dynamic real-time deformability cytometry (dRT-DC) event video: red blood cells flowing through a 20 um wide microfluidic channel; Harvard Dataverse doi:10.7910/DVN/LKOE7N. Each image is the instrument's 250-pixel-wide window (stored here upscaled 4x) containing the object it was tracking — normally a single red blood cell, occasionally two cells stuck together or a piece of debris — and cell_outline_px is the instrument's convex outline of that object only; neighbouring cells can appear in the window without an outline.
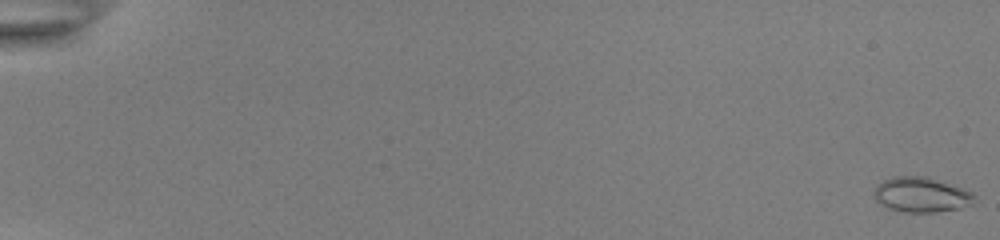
{"species": "common noctule bat (a hibernating species)", "species_latin": "Nyctalus noctula", "temperature_condition": "room temperature", "stored_images_in_passage": 54, "camera_frame_rate_fps": 3000, "um_per_image_px": 0.085, "animal": {"sex": "female", "body_mass_g": 22.0, "forearm_length_mm": 56.7}, "frame": {"image": 1, "passage_image": 1, "time_ms": 0.0, "image_size_px": [1000, 240], "cell_outline_px": [[976, 196], [972, 204], [960, 208], [936, 212], [904, 212], [888, 208], [880, 204], [872, 196], [872, 192], [876, 184], [892, 176], [928, 176], [972, 192]], "centroid_in_image_um": [78.26, 16.54], "position_along_channel_um": 6.7, "area_um2": 20.69}}
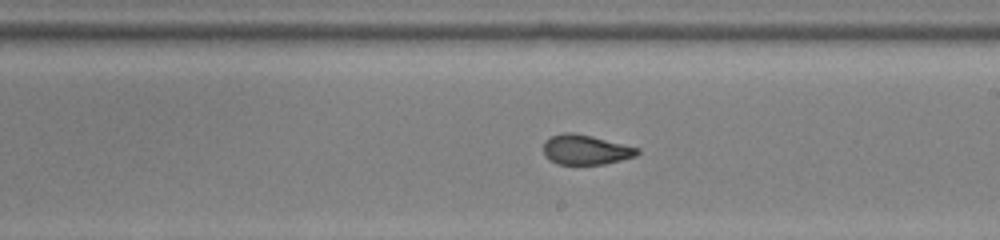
{"frame": {"image": 2, "passage_image": 34, "time_ms": 11.0, "image_size_px": [1000, 240], "cell_outline_px": [[640, 152], [636, 156], [604, 164], [556, 164], [544, 152], [544, 140], [552, 136], [564, 132], [572, 132], [592, 136], [640, 148]], "centroid_in_image_um": [49.81, 12.71], "position_along_channel_um": 239.2, "area_um2": 16.18}}
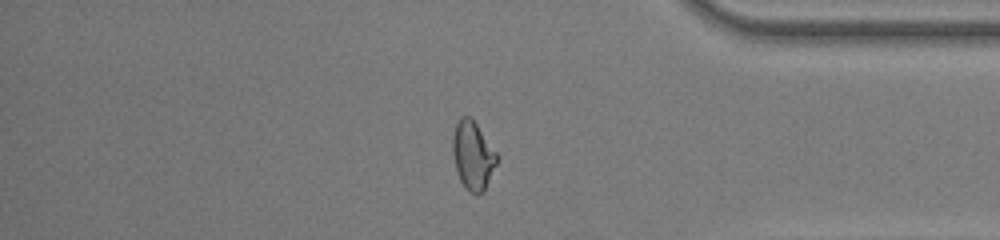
{"frame": {"image": 3, "passage_image": 47, "time_ms": 15.333, "image_size_px": [1000, 240], "cell_outline_px": [[500, 156], [484, 192], [476, 196], [468, 192], [460, 180], [456, 172], [452, 152], [452, 136], [456, 124], [460, 116], [468, 116], [476, 124]], "centroid_in_image_um": [40.2, 13.26], "position_along_channel_um": 395.0, "area_um2": 17.92}, "authors_computed_cell_mechanics": {"area_um2": 17.8891, "velocity_mm_per_s": 3.912, "shape_relaxation_time_tau1_ms": null, "shape_relaxation_time_tau2_ms": 1.1933, "deformation_change_tau1": null, "deformation_change_tau2": 0.077}}